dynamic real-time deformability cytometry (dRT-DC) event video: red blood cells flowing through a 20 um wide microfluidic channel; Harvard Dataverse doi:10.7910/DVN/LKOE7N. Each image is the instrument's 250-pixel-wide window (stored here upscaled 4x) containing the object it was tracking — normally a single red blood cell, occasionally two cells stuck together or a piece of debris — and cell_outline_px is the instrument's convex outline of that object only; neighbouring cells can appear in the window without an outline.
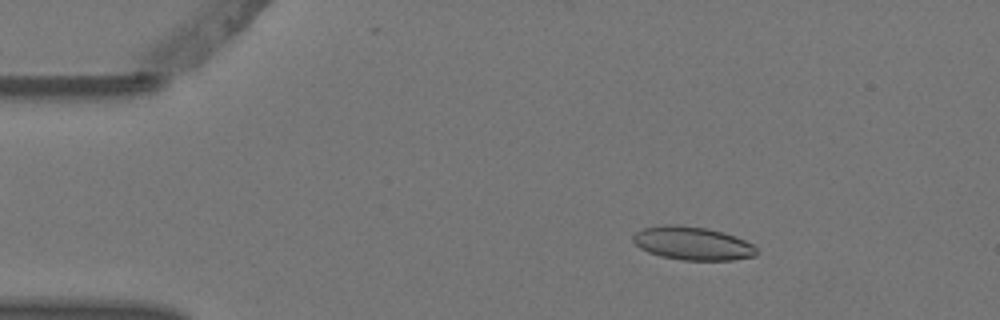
{"species": "Egyptian fruit bat (a non-hibernating species)", "species_latin": "Rousettus aegyptiacus", "temperature_condition": "warm", "stored_images_in_passage": 3, "camera_frame_rate_fps": 3000, "um_per_image_px": 0.085, "animal": {"sex": "female"}, "frame": {"image": 1, "passage_image": 1, "time_ms": 0.0, "image_size_px": [1000, 320], "cell_outline_px": [[756, 256], [732, 260], [680, 260], [660, 256], [648, 252], [640, 248], [632, 240], [632, 236], [636, 232], [644, 228], [664, 224], [676, 224], [708, 228], [724, 232], [736, 236], [752, 244], [756, 248]], "centroid_in_image_um": [58.85, 20.68], "position_along_channel_um": 26.1, "area_um2": 24.16}}